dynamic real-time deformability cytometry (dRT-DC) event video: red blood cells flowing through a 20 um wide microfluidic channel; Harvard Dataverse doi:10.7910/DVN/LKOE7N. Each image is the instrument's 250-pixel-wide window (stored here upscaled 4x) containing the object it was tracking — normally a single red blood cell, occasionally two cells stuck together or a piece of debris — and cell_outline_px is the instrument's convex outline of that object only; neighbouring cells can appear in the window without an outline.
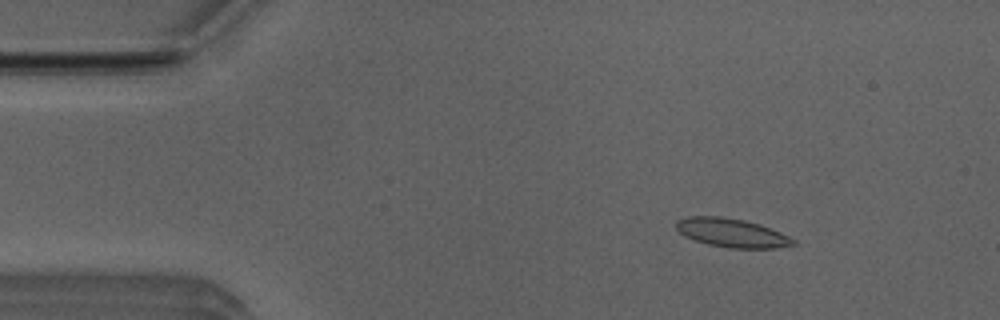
{"species": "Egyptian fruit bat (a non-hibernating species)", "species_latin": "Rousettus aegyptiacus", "temperature_condition": "room temperature", "stored_images_in_passage": 52, "camera_frame_rate_fps": 3000, "um_per_image_px": 0.085, "animal": {"sex": "male"}, "frame": {"image": 1, "passage_image": 7, "time_ms": 2.0, "image_size_px": [1000, 320], "cell_outline_px": [[796, 244], [776, 248], [728, 248], [708, 244], [684, 236], [676, 228], [676, 220], [688, 216], [720, 216], [744, 220], [780, 232], [796, 240]], "centroid_in_image_um": [62.18, 19.79], "position_along_channel_um": 22.8, "area_um2": 19.42}}
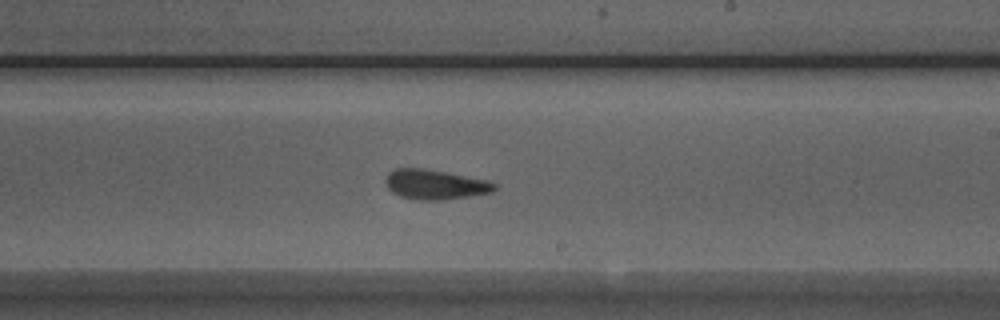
{"frame": {"image": 2, "passage_image": 30, "time_ms": 9.667, "image_size_px": [1000, 320], "cell_outline_px": [[496, 188], [492, 192], [444, 200], [416, 200], [400, 196], [392, 192], [384, 184], [384, 180], [388, 172], [396, 168], [424, 168], [488, 180], [496, 184]], "centroid_in_image_um": [36.94, 15.68], "position_along_channel_um": 252.1, "area_um2": 19.02}}
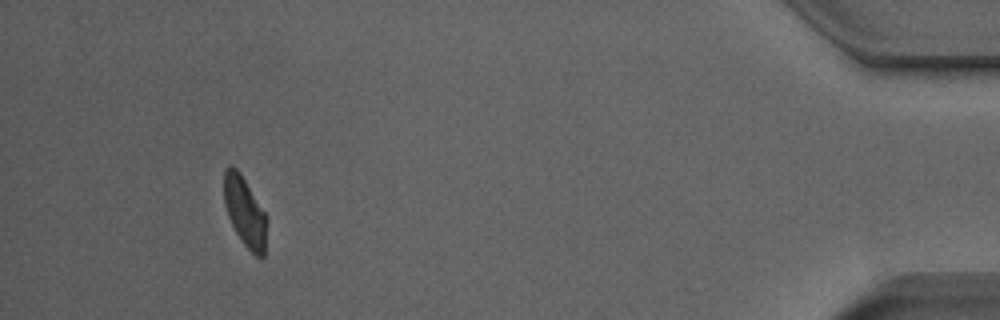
{"frame": {"image": 3, "passage_image": 48, "time_ms": 15.667, "image_size_px": [1000, 320], "cell_outline_px": [[268, 220], [264, 256], [256, 256], [244, 244], [236, 232], [228, 216], [224, 204], [224, 172], [232, 164], [240, 172], [268, 216]], "centroid_in_image_um": [20.84, 17.99], "position_along_channel_um": 414.4, "area_um2": 17.46}, "authors_computed_cell_mechanics": {"area_um2": 18.9873, "velocity_mm_per_s": 3.9163, "shape_relaxation_time_tau1_ms": 2.9591, "shape_relaxation_time_tau2_ms": 1.9269, "deformation_change_tau1": 0.1109, "deformation_change_tau2": 0.079}}